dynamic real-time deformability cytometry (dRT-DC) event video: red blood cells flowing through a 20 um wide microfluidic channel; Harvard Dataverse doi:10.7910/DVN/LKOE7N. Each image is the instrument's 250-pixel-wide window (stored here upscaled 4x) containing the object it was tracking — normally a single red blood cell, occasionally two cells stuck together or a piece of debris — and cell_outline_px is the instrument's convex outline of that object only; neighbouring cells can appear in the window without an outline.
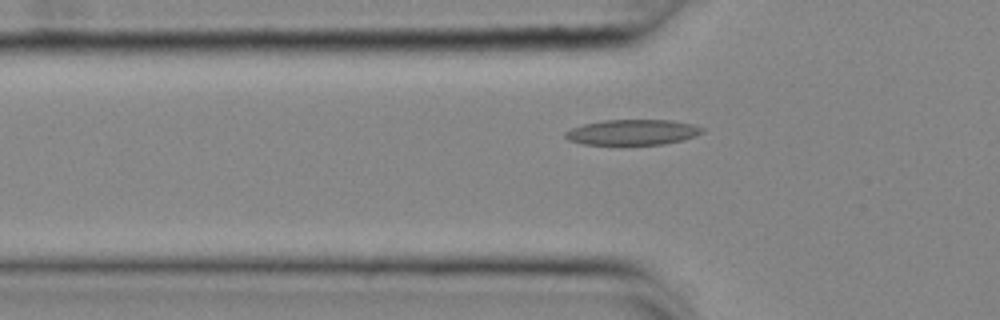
{"species": "common noctule bat (a hibernating species)", "species_latin": "Nyctalus noctula", "temperature_condition": "cold", "stored_images_in_passage": 45, "camera_frame_rate_fps": 3000, "um_per_image_px": 0.085, "animal": {"sex": "female", "body_mass_g": 25.1}, "frame": {"image": 1, "passage_image": 12, "time_ms": 3.667, "image_size_px": [1000, 320], "cell_outline_px": [[704, 132], [696, 136], [684, 140], [664, 144], [624, 148], [620, 148], [580, 144], [568, 140], [564, 136], [564, 132], [572, 128], [584, 124], [604, 120], [672, 120], [692, 124], [704, 128]], "centroid_in_image_um": [53.73, 11.3], "position_along_channel_um": 72.1, "area_um2": 21.62}}
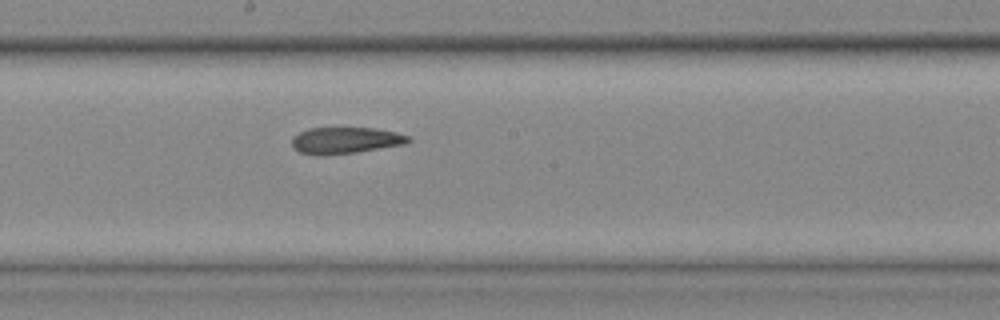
{"frame": {"image": 2, "passage_image": 24, "time_ms": 7.667, "image_size_px": [1000, 320], "cell_outline_px": [[412, 140], [404, 144], [356, 152], [320, 156], [316, 156], [300, 152], [292, 144], [292, 136], [308, 128], [376, 128], [396, 132], [408, 136]], "centroid_in_image_um": [29.34, 11.93], "position_along_channel_um": 218.9, "area_um2": 17.92}}
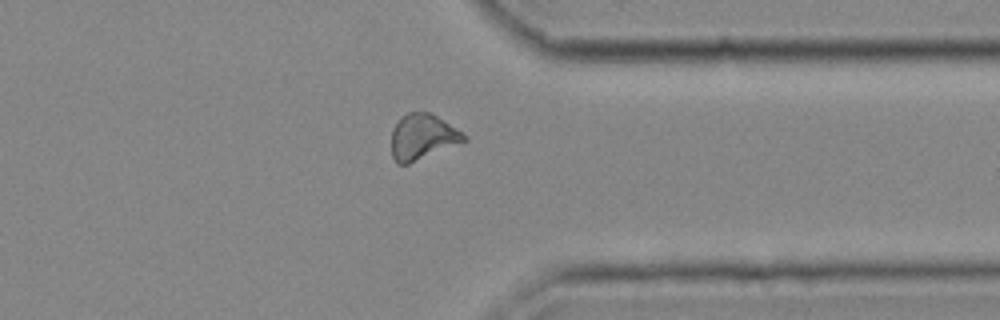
{"frame": {"image": 3, "passage_image": 37, "time_ms": 12.0, "image_size_px": [1000, 320], "cell_outline_px": [[468, 140], [408, 164], [396, 164], [392, 156], [392, 128], [408, 112], [432, 112], [468, 136]], "centroid_in_image_um": [35.93, 11.64], "position_along_channel_um": 375.5, "area_um2": 19.19}, "authors_computed_cell_mechanics": {"area_um2": 19.1896, "velocity_mm_per_s": 3.6787, "shape_relaxation_time_tau1_ms": null, "shape_relaxation_time_tau2_ms": 3.0729, "deformation_change_tau1": null, "deformation_change_tau2": 0.1098}}